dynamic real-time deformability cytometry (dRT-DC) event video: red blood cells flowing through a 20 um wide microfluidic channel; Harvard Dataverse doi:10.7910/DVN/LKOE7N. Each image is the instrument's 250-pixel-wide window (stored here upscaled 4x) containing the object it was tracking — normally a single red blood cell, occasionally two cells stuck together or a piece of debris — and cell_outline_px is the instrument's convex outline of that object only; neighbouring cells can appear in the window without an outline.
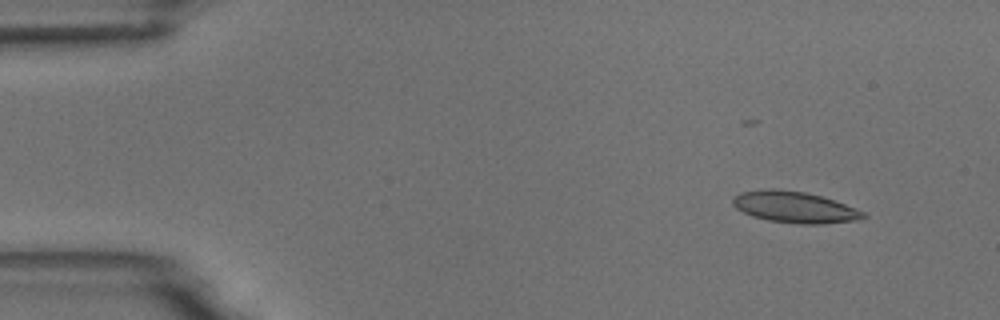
{"species": "common noctule bat (a hibernating species)", "species_latin": "Nyctalus noctula", "temperature_condition": "room temperature", "stored_images_in_passage": 6, "camera_frame_rate_fps": 3000, "um_per_image_px": 0.085, "animal": {"sex": "male", "body_mass_g": 18.8}, "frame": {"image": 1, "passage_image": 2, "time_ms": 1.333, "image_size_px": [1000, 320], "cell_outline_px": [[868, 216], [860, 220], [824, 224], [800, 224], [768, 220], [752, 216], [736, 208], [732, 204], [732, 200], [740, 192], [768, 188], [776, 188], [804, 192], [820, 196], [856, 208], [864, 212]], "centroid_in_image_um": [67.55, 17.61], "position_along_channel_um": 17.4, "area_um2": 23.81}}